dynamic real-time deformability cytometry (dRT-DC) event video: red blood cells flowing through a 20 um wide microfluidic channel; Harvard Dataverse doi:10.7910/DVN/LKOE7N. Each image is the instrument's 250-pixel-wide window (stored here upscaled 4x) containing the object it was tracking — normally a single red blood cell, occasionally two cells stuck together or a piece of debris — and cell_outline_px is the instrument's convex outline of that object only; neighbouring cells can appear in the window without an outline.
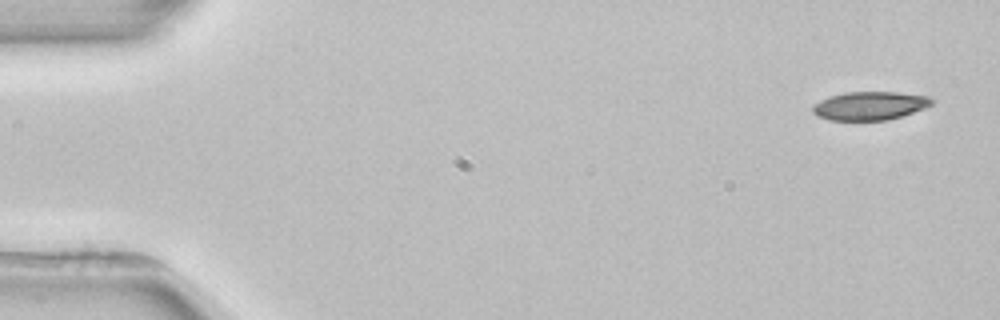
{"species": "common noctule bat (a hibernating species)", "species_latin": "Nyctalus noctula", "temperature_condition": "room temperature", "stored_images_in_passage": 4, "camera_frame_rate_fps": 3000, "um_per_image_px": 0.085, "animal": {"sex": "female", "body_mass_g": 22.7, "forearm_length_mm": 54.2}, "frame": {"image": 1, "passage_image": 1, "time_ms": 0.0, "image_size_px": [1000, 320], "cell_outline_px": [[936, 100], [932, 104], [924, 108], [888, 120], [828, 120], [816, 116], [812, 112], [812, 104], [820, 100], [844, 92], [896, 92], [928, 96]], "centroid_in_image_um": [73.91, 8.99], "position_along_channel_um": 11.1, "area_um2": 19.77}}
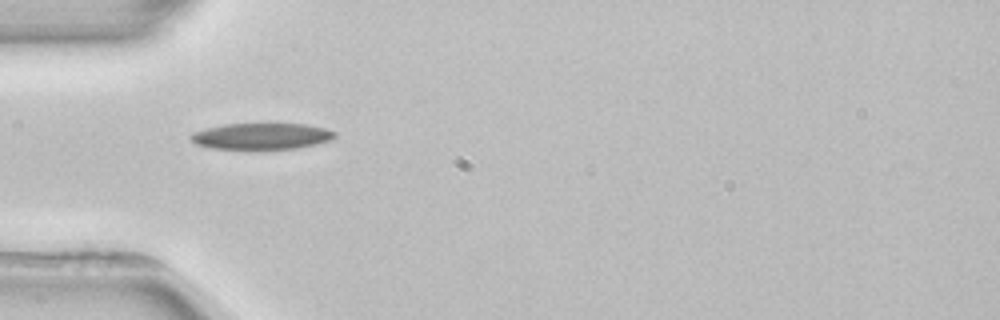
{"frame": {"image": 2, "passage_image": 4, "time_ms": 4.667, "image_size_px": [1000, 320], "cell_outline_px": [[336, 136], [332, 140], [316, 144], [296, 148], [208, 148], [196, 144], [188, 136], [192, 132], [224, 124], [304, 124], [324, 128], [336, 132]], "centroid_in_image_um": [22.23, 11.57], "position_along_channel_um": 62.8, "area_um2": 21.73}}